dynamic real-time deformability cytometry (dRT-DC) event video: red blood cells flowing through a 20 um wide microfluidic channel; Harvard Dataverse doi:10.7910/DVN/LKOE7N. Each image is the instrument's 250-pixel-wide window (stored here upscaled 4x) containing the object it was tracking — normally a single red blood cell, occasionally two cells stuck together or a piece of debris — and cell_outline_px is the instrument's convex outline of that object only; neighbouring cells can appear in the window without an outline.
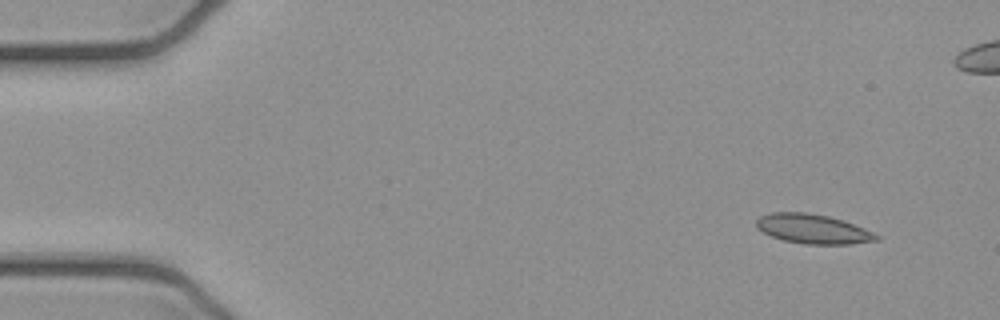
{"species": "common noctule bat (a hibernating species)", "species_latin": "Nyctalus noctula", "temperature_condition": "cold", "stored_images_in_passage": 5, "camera_frame_rate_fps": 3000, "um_per_image_px": 0.085, "animal": {"sex": "female", "body_mass_g": 21.9}, "frame": {"image": 1, "passage_image": 1, "time_ms": 0.0, "image_size_px": [1000, 320], "cell_outline_px": [[880, 240], [848, 244], [804, 244], [784, 240], [772, 236], [756, 228], [756, 220], [760, 216], [772, 212], [804, 212], [828, 216], [864, 228], [880, 236]], "centroid_in_image_um": [69.08, 19.46], "position_along_channel_um": 15.9, "area_um2": 20.4}}